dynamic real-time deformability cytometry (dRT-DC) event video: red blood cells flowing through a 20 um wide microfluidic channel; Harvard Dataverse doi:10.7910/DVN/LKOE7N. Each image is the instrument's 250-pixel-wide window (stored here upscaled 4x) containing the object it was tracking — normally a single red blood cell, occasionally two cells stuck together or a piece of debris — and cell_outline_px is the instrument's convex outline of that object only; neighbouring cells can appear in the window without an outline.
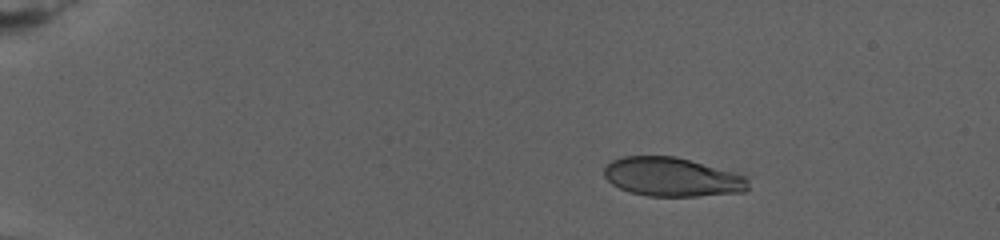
{"species": "human", "species_latin": "Homo sapiens", "temperature_condition": "warm", "stored_images_in_passage": 50, "camera_frame_rate_fps": 3000, "um_per_image_px": 0.085, "donor": {"sex": "female"}, "frame": {"image": 1, "passage_image": 1, "time_ms": 0.0, "image_size_px": [1000, 240], "cell_outline_px": [[748, 188], [744, 192], [696, 196], [648, 196], [632, 192], [620, 188], [612, 184], [604, 176], [604, 168], [612, 160], [624, 156], [676, 156], [736, 172], [748, 176]], "centroid_in_image_um": [57.16, 15.04], "position_along_channel_um": 27.8, "area_um2": 32.83}}
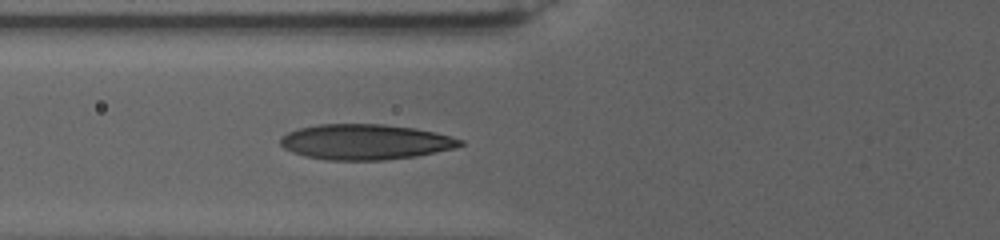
{"frame": {"image": 2, "passage_image": 22, "time_ms": 6.333, "image_size_px": [1000, 240], "cell_outline_px": [[464, 144], [452, 148], [436, 152], [416, 156], [384, 160], [324, 160], [304, 156], [292, 152], [284, 148], [280, 144], [280, 140], [288, 132], [300, 128], [320, 124], [384, 124], [412, 128], [432, 132], [464, 140]], "centroid_in_image_um": [31.02, 12.07], "position_along_channel_um": 94.8, "area_um2": 36.82}}
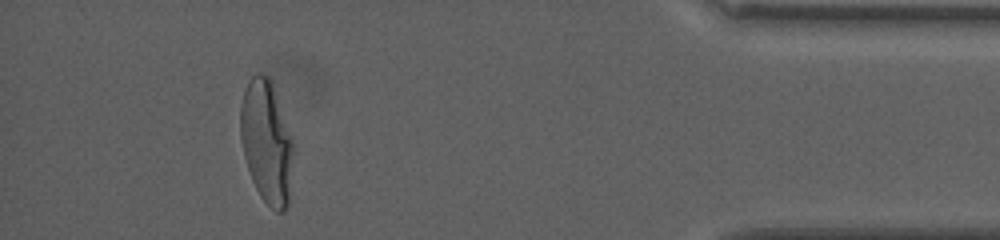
{"frame": {"image": 3, "passage_image": 43, "time_ms": 19.667, "image_size_px": [1000, 240], "cell_outline_px": [[296, 144], [288, 204], [284, 212], [276, 212], [260, 196], [252, 180], [244, 156], [240, 136], [240, 104], [248, 80], [256, 72], [260, 72], [268, 76], [272, 80]], "centroid_in_image_um": [22.7, 12.02], "position_along_channel_um": 412.5, "area_um2": 38.96}, "authors_computed_cell_mechanics": {"area_um2": 35.4314, "velocity_mm_per_s": 2.7176, "shape_relaxation_time_tau1_ms": 8.0703, "shape_relaxation_time_tau2_ms": null, "deformation_change_tau1": 0.2752, "deformation_change_tau2": null}}